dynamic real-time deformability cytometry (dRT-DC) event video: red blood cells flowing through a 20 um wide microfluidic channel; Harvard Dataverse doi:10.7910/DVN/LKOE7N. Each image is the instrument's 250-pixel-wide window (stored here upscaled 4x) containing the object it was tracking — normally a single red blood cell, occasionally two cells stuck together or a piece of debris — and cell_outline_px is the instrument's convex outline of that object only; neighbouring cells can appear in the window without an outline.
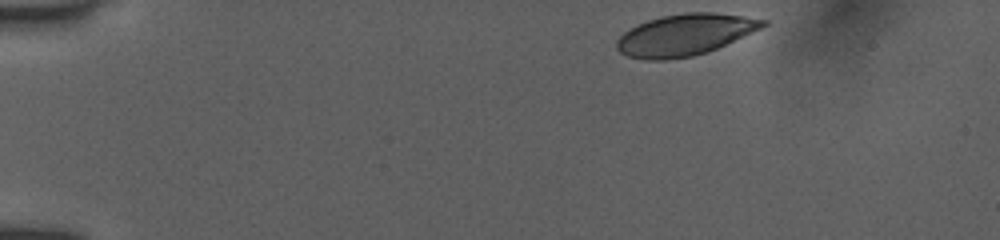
{"species": "human", "species_latin": "Homo sapiens", "temperature_condition": "room temperature", "stored_images_in_passage": 28, "camera_frame_rate_fps": 3000, "um_per_image_px": 0.085, "donor": {"sex": "female"}, "frame": {"image": 1, "passage_image": 1, "time_ms": 0.0, "image_size_px": [1000, 240], "cell_outline_px": [[768, 24], [760, 28], [716, 48], [692, 56], [664, 60], [648, 60], [628, 56], [620, 52], [616, 48], [616, 40], [624, 32], [636, 24], [660, 16], [684, 12], [716, 12], [744, 16], [768, 20]], "centroid_in_image_um": [58.17, 2.94], "position_along_channel_um": 26.8, "area_um2": 35.08}}
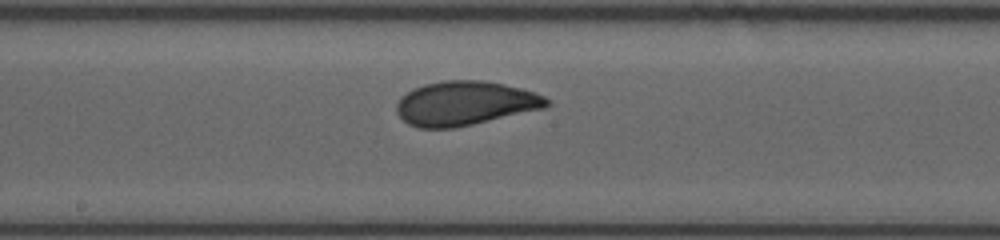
{"frame": {"image": 2, "passage_image": 17, "time_ms": 7.0, "image_size_px": [1000, 240], "cell_outline_px": [[552, 104], [544, 108], [472, 124], [452, 128], [416, 128], [408, 124], [396, 112], [396, 104], [400, 96], [412, 88], [424, 84], [444, 80], [484, 80], [504, 84], [520, 88], [544, 96], [552, 100]], "centroid_in_image_um": [39.5, 8.77], "position_along_channel_um": 208.7, "area_um2": 38.78}}
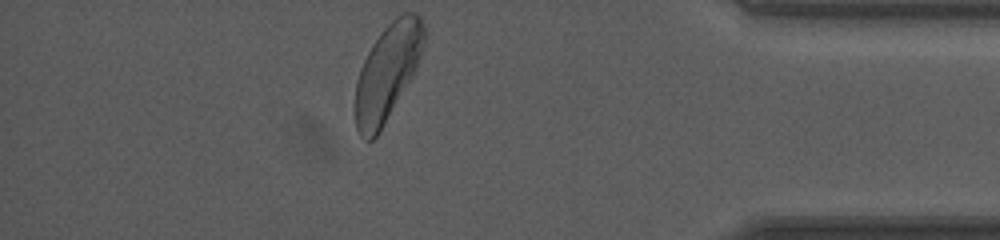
{"frame": {"image": 3, "passage_image": 28, "time_ms": 12.667, "image_size_px": [1000, 240], "cell_outline_px": [[424, 40], [420, 56], [416, 68], [412, 76], [376, 136], [372, 140], [364, 140], [360, 136], [356, 128], [356, 80], [360, 68], [372, 44], [384, 28], [400, 12], [416, 12], [420, 16], [424, 24]], "centroid_in_image_um": [32.93, 6.09], "position_along_channel_um": 402.3, "area_um2": 37.92}, "authors_computed_cell_mechanics": {"area_um2": 37.6567, "velocity_mm_per_s": 3.9486, "shape_relaxation_time_tau1_ms": 2.2702, "shape_relaxation_time_tau2_ms": 0.8957, "deformation_change_tau1": 0.1233, "deformation_change_tau2": 0.0566}}